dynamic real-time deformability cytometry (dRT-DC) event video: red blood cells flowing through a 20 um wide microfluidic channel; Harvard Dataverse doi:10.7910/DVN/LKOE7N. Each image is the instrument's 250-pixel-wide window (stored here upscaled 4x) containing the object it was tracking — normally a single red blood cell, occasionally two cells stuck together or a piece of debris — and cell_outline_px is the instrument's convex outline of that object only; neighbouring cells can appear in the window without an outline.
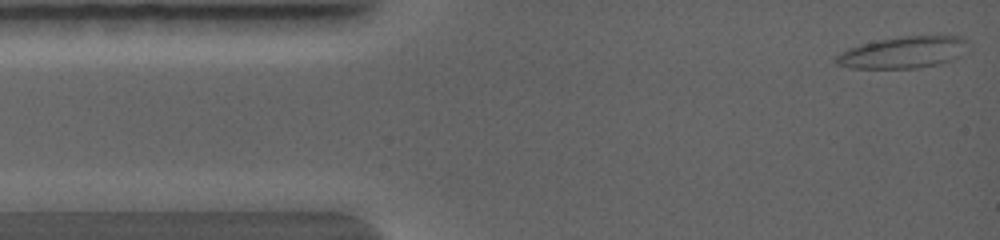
{"species": "common noctule bat (a hibernating species)", "species_latin": "Nyctalus noctula", "temperature_condition": "warm", "stored_images_in_passage": 4, "camera_frame_rate_fps": 5000, "um_per_image_px": 0.085, "animal": {"sex": "female", "body_mass_g": 19.0, "forearm_length_mm": 56.7}, "frame": {"image": 1, "passage_image": 1, "time_ms": 0.0, "image_size_px": [1000, 240], "cell_outline_px": [[968, 52], [964, 56], [940, 64], [920, 68], [848, 68], [836, 64], [836, 56], [840, 52], [848, 48], [880, 40], [904, 36], [964, 36]], "centroid_in_image_um": [76.84, 4.47], "position_along_channel_um": 8.2, "area_um2": 24.51}}
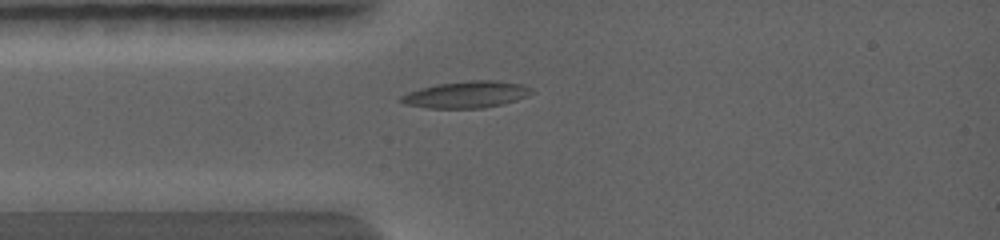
{"frame": {"image": 2, "passage_image": 4, "time_ms": 2.2, "image_size_px": [1000, 240], "cell_outline_px": [[536, 92], [528, 96], [504, 104], [480, 108], [428, 108], [404, 104], [396, 100], [400, 96], [408, 92], [420, 88], [436, 84], [468, 80], [500, 80], [524, 84], [532, 88]], "centroid_in_image_um": [39.67, 8.02], "position_along_channel_um": 45.3, "area_um2": 20.75}}